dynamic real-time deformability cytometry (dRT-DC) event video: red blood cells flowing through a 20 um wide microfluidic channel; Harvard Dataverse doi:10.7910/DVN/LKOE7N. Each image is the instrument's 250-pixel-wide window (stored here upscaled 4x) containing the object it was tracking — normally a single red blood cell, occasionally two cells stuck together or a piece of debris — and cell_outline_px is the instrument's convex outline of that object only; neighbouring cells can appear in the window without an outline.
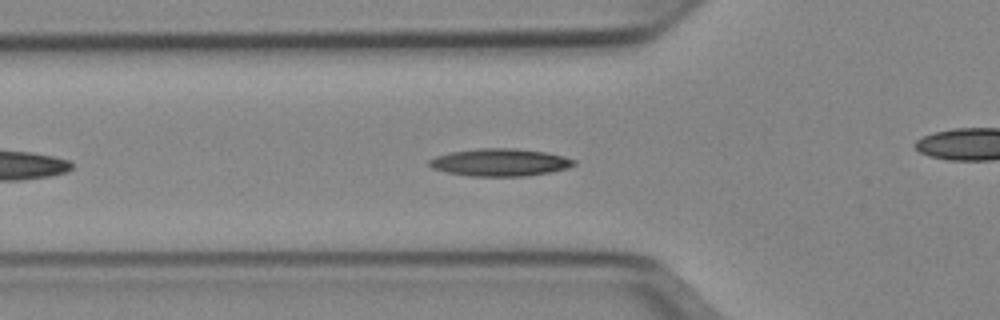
{"species": "Egyptian fruit bat (a non-hibernating species)", "species_latin": "Rousettus aegyptiacus", "temperature_condition": "cold", "stored_images_in_passage": 28, "camera_frame_rate_fps": 3000, "um_per_image_px": 0.085, "animal": {"sex": "female"}, "frame": {"image": 1, "passage_image": 8, "time_ms": 2.333, "image_size_px": [1000, 320], "cell_outline_px": [[576, 164], [568, 168], [552, 172], [524, 176], [468, 176], [448, 172], [432, 168], [428, 164], [428, 160], [436, 156], [452, 152], [480, 148], [516, 148], [544, 152], [564, 156], [576, 160]], "centroid_in_image_um": [42.52, 13.8], "position_along_channel_um": 83.3, "area_um2": 23.18}}
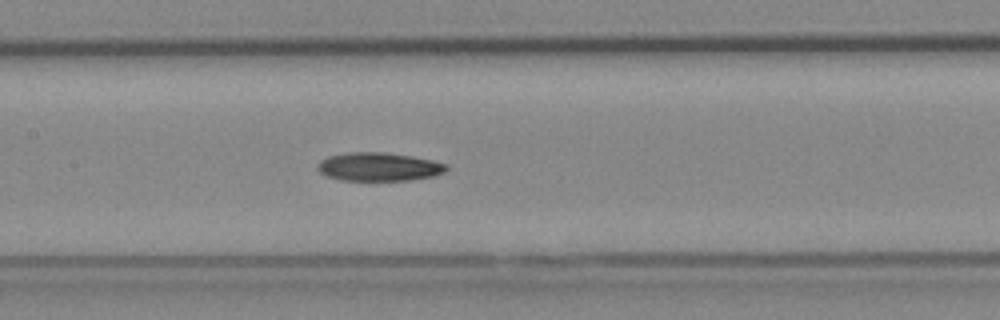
{"frame": {"image": 2, "passage_image": 15, "time_ms": 4.667, "image_size_px": [1000, 320], "cell_outline_px": [[448, 168], [444, 172], [436, 176], [412, 180], [340, 180], [324, 176], [316, 168], [316, 164], [320, 160], [328, 156], [348, 152], [380, 152], [412, 156], [432, 160], [448, 164]], "centroid_in_image_um": [32.18, 14.18], "position_along_channel_um": 175.2, "area_um2": 21.62}}
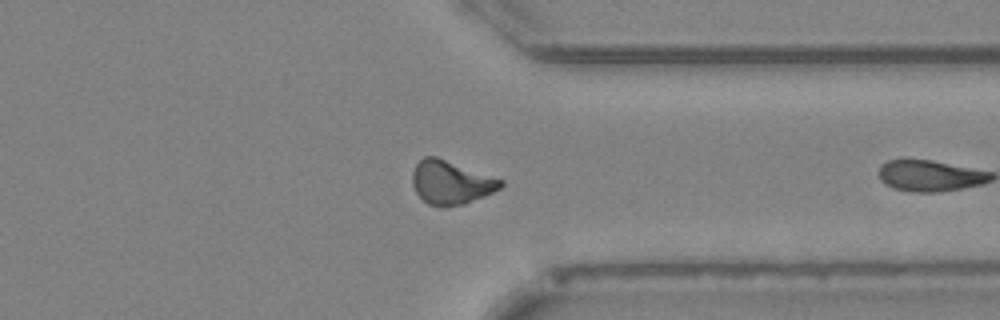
{"frame": {"image": 3, "passage_image": 27, "time_ms": 8.667, "image_size_px": [1000, 320], "cell_outline_px": [[504, 184], [500, 188], [484, 196], [464, 204], [444, 208], [428, 204], [416, 192], [412, 184], [412, 172], [416, 164], [424, 156], [436, 156], [504, 180]], "centroid_in_image_um": [38.32, 15.51], "position_along_channel_um": 373.1, "area_um2": 22.48}}